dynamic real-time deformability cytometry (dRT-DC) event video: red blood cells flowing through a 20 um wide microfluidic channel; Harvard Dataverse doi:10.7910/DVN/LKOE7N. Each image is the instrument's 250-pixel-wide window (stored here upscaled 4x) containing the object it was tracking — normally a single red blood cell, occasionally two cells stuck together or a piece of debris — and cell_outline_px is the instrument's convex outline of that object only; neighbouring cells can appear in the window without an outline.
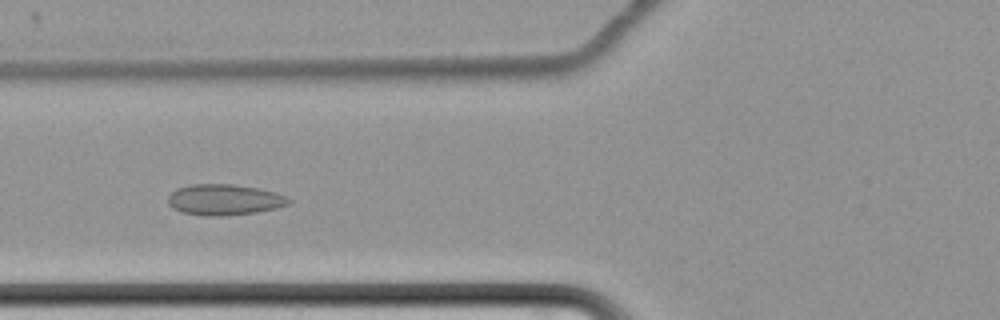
{"species": "common noctule bat (a hibernating species)", "species_latin": "Nyctalus noctula", "temperature_condition": "cold", "stored_images_in_passage": 62, "camera_frame_rate_fps": 3000, "um_per_image_px": 0.085, "animal": {"sex": "female", "body_mass_g": 22.7, "forearm_length_mm": 54.2}, "frame": {"image": 1, "passage_image": 26, "time_ms": 8.333, "image_size_px": [1000, 320], "cell_outline_px": [[292, 204], [276, 208], [256, 212], [224, 216], [208, 216], [180, 212], [172, 208], [168, 204], [168, 196], [172, 192], [180, 188], [192, 184], [232, 184], [256, 188], [276, 192], [292, 200]], "centroid_in_image_um": [19.08, 16.98], "position_along_channel_um": 106.7, "area_um2": 21.73}}
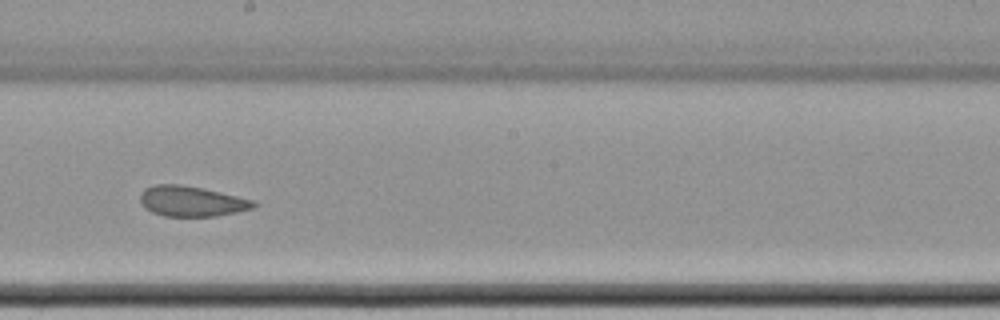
{"frame": {"image": 2, "passage_image": 37, "time_ms": 12.0, "image_size_px": [1000, 320], "cell_outline_px": [[256, 208], [216, 216], [164, 216], [152, 212], [144, 208], [140, 204], [140, 192], [144, 188], [156, 184], [180, 184], [200, 188], [256, 200]], "centroid_in_image_um": [16.26, 17.11], "position_along_channel_um": 231.9, "area_um2": 20.17}}
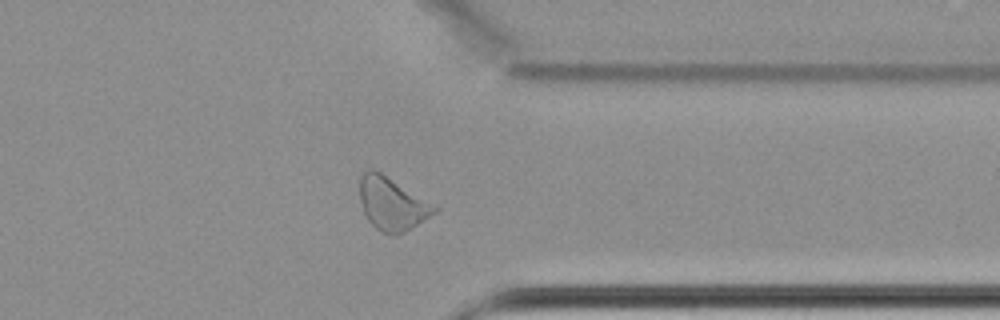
{"frame": {"image": 3, "passage_image": 50, "time_ms": 16.333, "image_size_px": [1000, 320], "cell_outline_px": [[440, 208], [436, 212], [404, 232], [380, 232], [368, 220], [364, 212], [360, 200], [360, 176], [364, 172], [372, 168], [380, 172]], "centroid_in_image_um": [33.3, 17.29], "position_along_channel_um": 378.1, "area_um2": 22.37}, "authors_computed_cell_mechanics": {"area_um2": 22.6287, "velocity_mm_per_s": 3.4185, "shape_relaxation_time_tau1_ms": null, "shape_relaxation_time_tau2_ms": 1.8301, "deformation_change_tau1": null, "deformation_change_tau2": 0.0579}}